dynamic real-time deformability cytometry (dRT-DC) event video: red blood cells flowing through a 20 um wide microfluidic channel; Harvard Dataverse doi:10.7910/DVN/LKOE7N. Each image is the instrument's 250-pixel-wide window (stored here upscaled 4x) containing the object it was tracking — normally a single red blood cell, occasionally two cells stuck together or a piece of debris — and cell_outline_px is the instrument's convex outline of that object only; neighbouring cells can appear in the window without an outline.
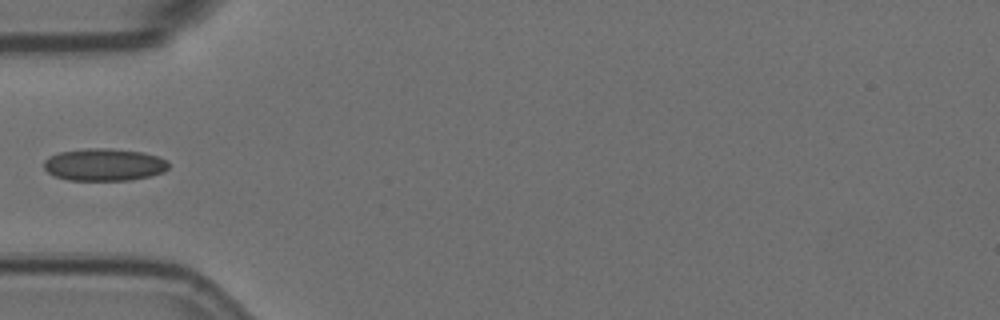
{"species": "Egyptian fruit bat (a non-hibernating species)", "species_latin": "Rousettus aegyptiacus", "temperature_condition": "room temperature", "stored_images_in_passage": 5, "camera_frame_rate_fps": 3000, "um_per_image_px": 0.085, "animal": {"sex": "female"}, "frame": {"image": 1, "passage_image": 5, "time_ms": 1.333, "image_size_px": [1000, 320], "cell_outline_px": [[168, 168], [164, 172], [148, 176], [128, 180], [68, 180], [52, 176], [44, 168], [44, 160], [48, 156], [60, 152], [84, 148], [112, 148], [144, 152], [168, 160]], "centroid_in_image_um": [8.83, 13.99], "position_along_channel_um": 76.2, "area_um2": 23.7}}